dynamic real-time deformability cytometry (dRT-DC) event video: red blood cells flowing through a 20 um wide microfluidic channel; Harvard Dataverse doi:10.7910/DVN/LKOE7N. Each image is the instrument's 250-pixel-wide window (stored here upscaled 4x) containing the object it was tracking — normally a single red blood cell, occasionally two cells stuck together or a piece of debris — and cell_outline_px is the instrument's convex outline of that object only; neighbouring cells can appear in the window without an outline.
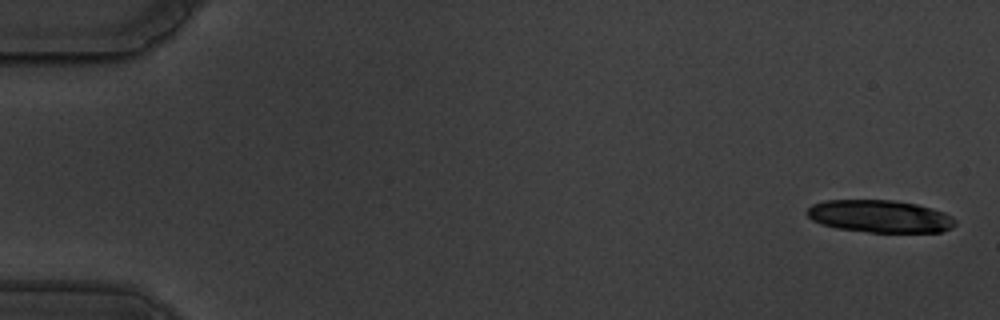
{"species": "common noctule bat (a hibernating species)", "species_latin": "Nyctalus noctula", "temperature_condition": "warm", "stored_images_in_passage": 17, "camera_frame_rate_fps": 3000, "um_per_image_px": 0.085, "animal": {"sex": "male", "body_mass_g": 19.5, "forearm_length_mm": 54.6}, "frame": {"image": 1, "passage_image": 1, "time_ms": 0.0, "image_size_px": [1000, 320], "cell_outline_px": [[956, 224], [952, 228], [940, 232], [868, 232], [836, 228], [820, 224], [812, 220], [808, 216], [808, 208], [812, 204], [824, 200], [892, 200], [916, 204], [932, 208], [944, 212], [956, 220]], "centroid_in_image_um": [74.79, 18.39], "position_along_channel_um": 10.2, "area_um2": 28.09}}